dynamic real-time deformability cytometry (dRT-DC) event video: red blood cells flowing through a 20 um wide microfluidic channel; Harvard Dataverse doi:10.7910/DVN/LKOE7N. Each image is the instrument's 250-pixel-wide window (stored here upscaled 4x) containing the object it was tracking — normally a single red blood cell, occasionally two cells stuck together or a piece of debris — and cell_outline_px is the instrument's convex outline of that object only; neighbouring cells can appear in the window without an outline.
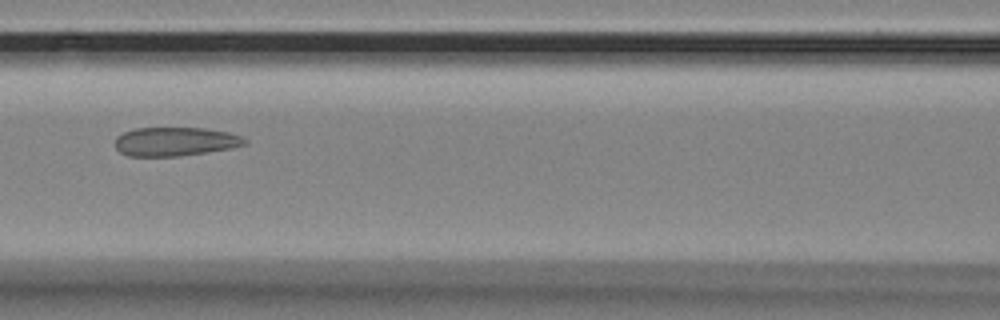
{"species": "Egyptian fruit bat (a non-hibernating species)", "species_latin": "Rousettus aegyptiacus", "temperature_condition": "room temperature", "stored_images_in_passage": 6, "camera_frame_rate_fps": 3000, "um_per_image_px": 0.085, "animal": {"sex": "female"}, "frame": {"image": 1, "passage_image": 3, "time_ms": 0.667, "image_size_px": [1000, 320], "cell_outline_px": [[248, 144], [228, 148], [204, 152], [176, 156], [128, 156], [120, 152], [116, 148], [116, 136], [124, 132], [136, 128], [204, 128], [228, 132], [244, 136], [248, 140]], "centroid_in_image_um": [14.9, 12.02], "position_along_channel_um": 151.7, "area_um2": 21.68}}
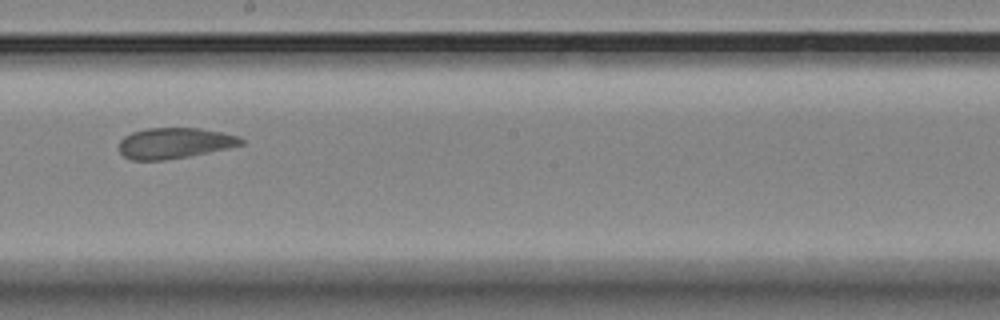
{"frame": {"image": 2, "passage_image": 5, "time_ms": 1.333, "image_size_px": [1000, 320], "cell_outline_px": [[244, 144], [228, 148], [188, 156], [164, 160], [132, 160], [124, 156], [120, 152], [120, 140], [124, 136], [132, 132], [148, 128], [200, 128], [240, 136], [244, 140]], "centroid_in_image_um": [14.84, 12.16], "position_along_channel_um": 233.4, "area_um2": 21.79}}
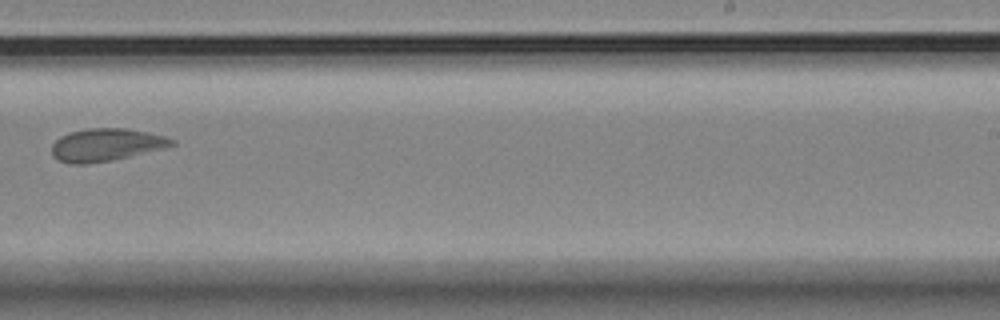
{"frame": {"image": 3, "passage_image": 6, "time_ms": 1.667, "image_size_px": [1000, 320], "cell_outline_px": [[176, 144], [164, 148], [112, 160], [88, 164], [68, 164], [52, 156], [52, 144], [60, 136], [68, 132], [88, 128], [128, 128], [148, 132], [164, 136], [176, 140]], "centroid_in_image_um": [9.01, 12.3], "position_along_channel_um": 280.0, "area_um2": 22.95}}